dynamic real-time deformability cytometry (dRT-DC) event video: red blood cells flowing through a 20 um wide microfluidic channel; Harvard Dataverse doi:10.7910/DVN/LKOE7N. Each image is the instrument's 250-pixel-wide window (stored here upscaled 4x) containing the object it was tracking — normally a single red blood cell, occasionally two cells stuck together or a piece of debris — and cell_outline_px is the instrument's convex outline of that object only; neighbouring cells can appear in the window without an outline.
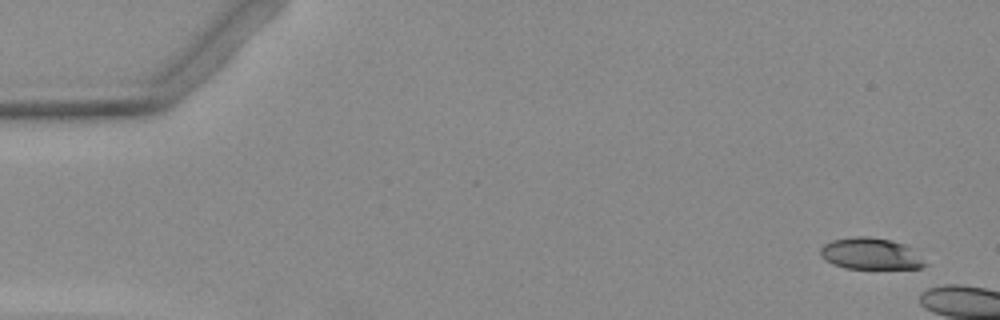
{"species": "Egyptian fruit bat (a non-hibernating species)", "species_latin": "Rousettus aegyptiacus", "temperature_condition": "warm", "stored_images_in_passage": 4, "camera_frame_rate_fps": 3000, "um_per_image_px": 0.085, "animal": {"sex": "female"}, "frame": {"image": 1, "passage_image": 1, "time_ms": 0.0, "image_size_px": [1000, 320], "cell_outline_px": [[928, 264], [920, 268], [844, 268], [832, 264], [824, 260], [820, 256], [820, 248], [824, 244], [832, 240], [856, 236], [868, 236], [888, 240], [904, 244], [912, 248]], "centroid_in_image_um": [73.97, 21.57], "position_along_channel_um": 11.0, "area_um2": 19.19}}